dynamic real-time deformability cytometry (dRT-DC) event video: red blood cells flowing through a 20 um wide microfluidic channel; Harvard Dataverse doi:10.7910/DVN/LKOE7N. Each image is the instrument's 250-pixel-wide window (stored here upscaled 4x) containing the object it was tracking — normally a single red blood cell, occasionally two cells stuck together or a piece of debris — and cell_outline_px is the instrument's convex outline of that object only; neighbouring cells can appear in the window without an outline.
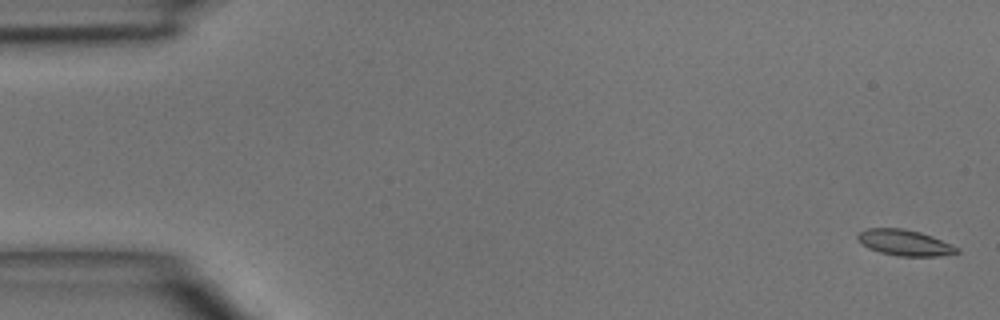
{"species": "common noctule bat (a hibernating species)", "species_latin": "Nyctalus noctula", "temperature_condition": "room temperature", "stored_images_in_passage": 4, "camera_frame_rate_fps": 3000, "um_per_image_px": 0.085, "animal": {"sex": "male", "body_mass_g": 15.6}, "frame": {"image": 1, "passage_image": 1, "time_ms": 0.0, "image_size_px": [1000, 320], "cell_outline_px": [[960, 252], [936, 256], [900, 256], [880, 252], [868, 248], [856, 236], [860, 232], [868, 228], [904, 228], [920, 232], [932, 236], [960, 248]], "centroid_in_image_um": [76.92, 20.62], "position_along_channel_um": 8.1, "area_um2": 14.8}}
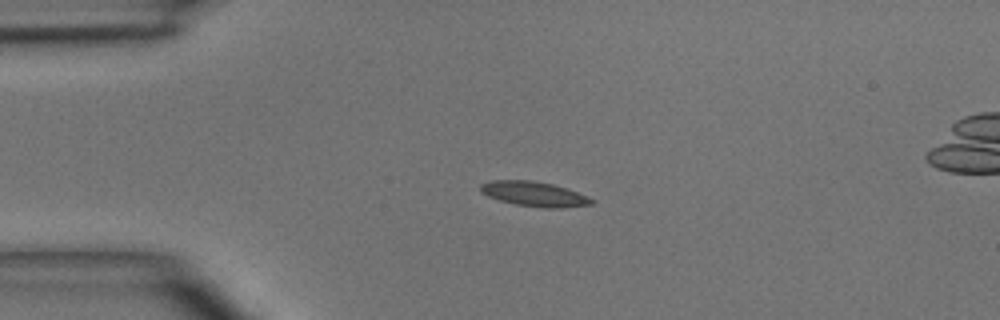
{"frame": {"image": 2, "passage_image": 3, "time_ms": 3.333, "image_size_px": [1000, 320], "cell_outline_px": [[596, 200], [592, 204], [560, 208], [544, 208], [516, 204], [500, 200], [488, 196], [480, 192], [480, 184], [488, 180], [532, 180], [552, 184], [568, 188], [588, 196]], "centroid_in_image_um": [45.41, 16.48], "position_along_channel_um": 39.6, "area_um2": 16.18}}